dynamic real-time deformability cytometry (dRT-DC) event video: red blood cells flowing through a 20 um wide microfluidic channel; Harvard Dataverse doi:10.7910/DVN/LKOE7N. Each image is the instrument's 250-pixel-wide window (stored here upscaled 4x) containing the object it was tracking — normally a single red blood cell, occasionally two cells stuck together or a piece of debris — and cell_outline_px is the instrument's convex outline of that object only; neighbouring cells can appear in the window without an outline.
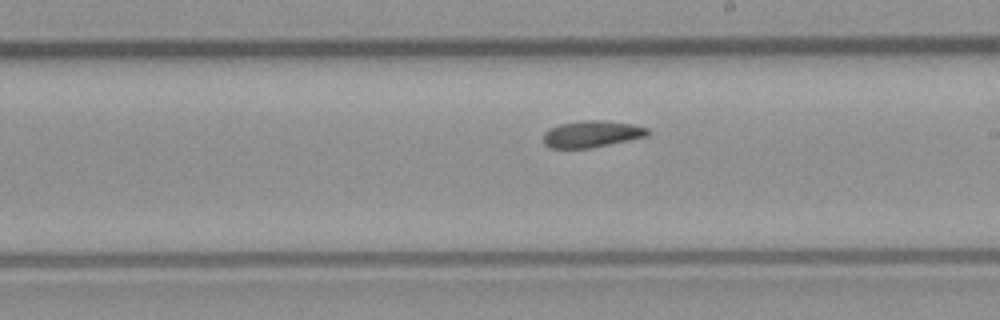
{"species": "common noctule bat (a hibernating species)", "species_latin": "Nyctalus noctula", "temperature_condition": "room temperature", "stored_images_in_passage": 10, "camera_frame_rate_fps": 3000, "um_per_image_px": 0.085, "animal": {"sex": "male", "body_mass_g": 23.1, "forearm_length_mm": 52.7}, "frame": {"image": 1, "passage_image": 10, "time_ms": 3.0, "image_size_px": [1000, 320], "cell_outline_px": [[652, 132], [648, 136], [588, 148], [552, 148], [544, 144], [544, 132], [560, 124], [580, 120], [604, 120], [632, 124], [648, 128]], "centroid_in_image_um": [50.33, 11.38], "position_along_channel_um": 238.7, "area_um2": 16.13}}